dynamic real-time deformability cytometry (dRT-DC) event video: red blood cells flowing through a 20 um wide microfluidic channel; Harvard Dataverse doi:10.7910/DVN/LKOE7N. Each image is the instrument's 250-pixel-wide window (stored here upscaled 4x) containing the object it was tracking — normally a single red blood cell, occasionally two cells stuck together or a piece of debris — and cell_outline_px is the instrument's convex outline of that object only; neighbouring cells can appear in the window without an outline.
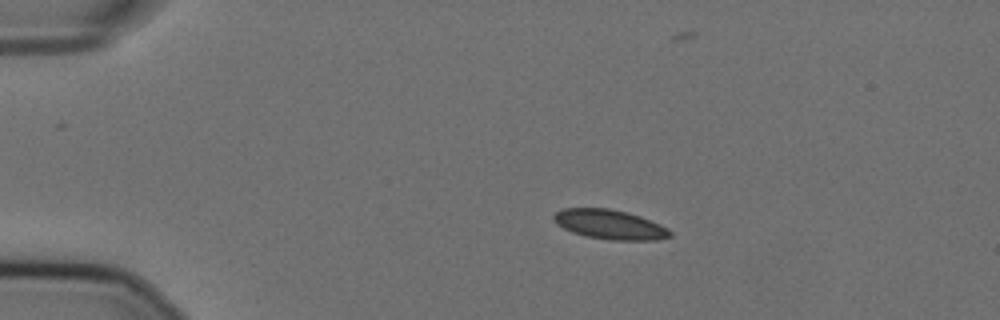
{"species": "Egyptian fruit bat (a non-hibernating species)", "species_latin": "Rousettus aegyptiacus", "temperature_condition": "cold", "stored_images_in_passage": 47, "camera_frame_rate_fps": 3000, "um_per_image_px": 0.085, "animal": {"sex": "female"}, "frame": {"image": 1, "passage_image": 1, "time_ms": 0.0, "image_size_px": [1000, 320], "cell_outline_px": [[672, 236], [656, 240], [612, 240], [584, 236], [572, 232], [556, 224], [552, 216], [556, 212], [564, 208], [608, 208], [628, 212], [640, 216], [660, 224], [668, 228], [672, 232]], "centroid_in_image_um": [51.84, 19.08], "position_along_channel_um": 33.2, "area_um2": 20.11}}
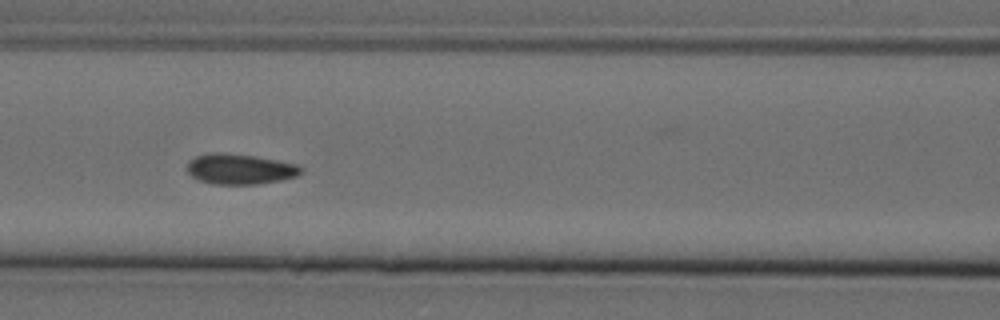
{"frame": {"image": 2, "passage_image": 15, "time_ms": 4.667, "image_size_px": [1000, 320], "cell_outline_px": [[304, 172], [296, 176], [280, 180], [256, 184], [212, 184], [200, 180], [192, 176], [188, 172], [188, 160], [196, 156], [212, 152], [220, 152], [256, 156], [296, 164], [304, 168]], "centroid_in_image_um": [20.41, 14.36], "position_along_channel_um": 146.2, "area_um2": 20.17}}
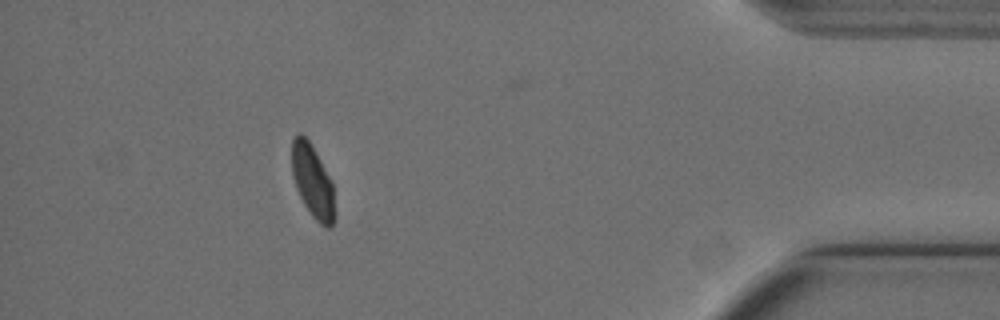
{"frame": {"image": 3, "passage_image": 41, "time_ms": 13.333, "image_size_px": [1000, 320], "cell_outline_px": [[336, 216], [332, 224], [328, 228], [324, 228], [312, 216], [304, 204], [296, 188], [292, 176], [292, 140], [300, 132], [308, 140], [316, 152], [332, 184]], "centroid_in_image_um": [26.57, 15.45], "position_along_channel_um": 408.6, "area_um2": 18.09}, "authors_computed_cell_mechanics": {"area_um2": 20.1722, "velocity_mm_per_s": 3.576, "shape_relaxation_time_tau1_ms": 6.1046, "shape_relaxation_time_tau2_ms": null, "deformation_change_tau1": 0.1076, "deformation_change_tau2": null}}